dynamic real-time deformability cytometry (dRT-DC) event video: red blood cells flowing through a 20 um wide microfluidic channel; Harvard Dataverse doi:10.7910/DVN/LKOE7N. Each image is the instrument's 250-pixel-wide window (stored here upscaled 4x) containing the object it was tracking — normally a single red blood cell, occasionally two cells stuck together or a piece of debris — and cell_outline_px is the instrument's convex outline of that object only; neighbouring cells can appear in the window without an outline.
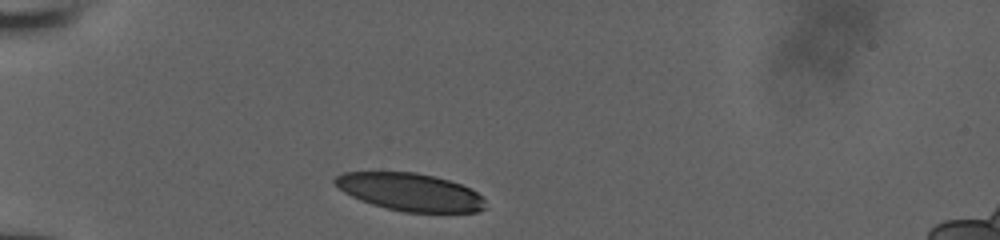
{"species": "human", "species_latin": "Homo sapiens", "temperature_condition": "room temperature", "stored_images_in_passage": 48, "camera_frame_rate_fps": 3000, "um_per_image_px": 0.085, "donor": {"sex": "male"}, "frame": {"image": 1, "passage_image": 1, "time_ms": 0.0, "image_size_px": [1000, 240], "cell_outline_px": [[488, 208], [480, 212], [404, 212], [372, 204], [360, 200], [344, 192], [332, 180], [336, 176], [344, 172], [416, 172], [436, 176], [472, 188], [484, 200]], "centroid_in_image_um": [34.9, 16.32], "position_along_channel_um": 50.1, "area_um2": 33.06}}
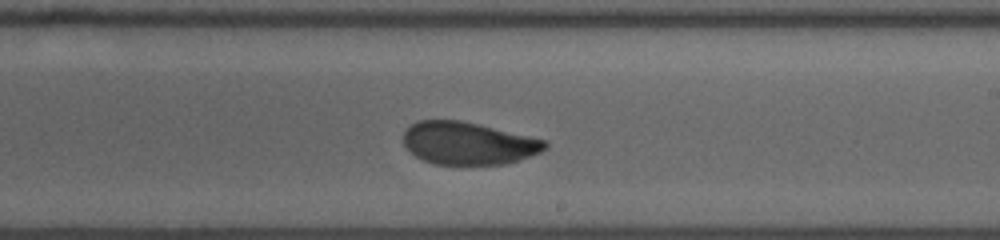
{"frame": {"image": 2, "passage_image": 28, "time_ms": 6.0, "image_size_px": [1000, 240], "cell_outline_px": [[548, 148], [540, 152], [520, 160], [504, 164], [436, 164], [424, 160], [416, 156], [404, 144], [404, 132], [412, 124], [420, 120], [460, 120], [548, 140]], "centroid_in_image_um": [39.85, 12.17], "position_along_channel_um": 249.2, "area_um2": 34.91}}
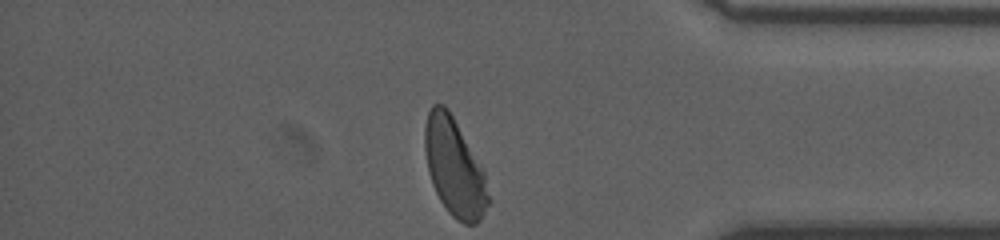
{"frame": {"image": 3, "passage_image": 47, "time_ms": 10.333, "image_size_px": [1000, 240], "cell_outline_px": [[492, 200], [480, 220], [476, 224], [464, 224], [456, 220], [448, 212], [440, 200], [432, 184], [428, 172], [424, 148], [424, 128], [428, 112], [432, 104], [444, 104], [448, 108], [484, 168]], "centroid_in_image_um": [38.66, 14.25], "position_along_channel_um": 396.5, "area_um2": 36.93}, "authors_computed_cell_mechanics": {"area_um2": 36.6741, "velocity_mm_per_s": 3.8286, "shape_relaxation_time_tau1_ms": 4.8351, "shape_relaxation_time_tau2_ms": 1.3072, "deformation_change_tau1": 0.1677, "deformation_change_tau2": 0.0641}}